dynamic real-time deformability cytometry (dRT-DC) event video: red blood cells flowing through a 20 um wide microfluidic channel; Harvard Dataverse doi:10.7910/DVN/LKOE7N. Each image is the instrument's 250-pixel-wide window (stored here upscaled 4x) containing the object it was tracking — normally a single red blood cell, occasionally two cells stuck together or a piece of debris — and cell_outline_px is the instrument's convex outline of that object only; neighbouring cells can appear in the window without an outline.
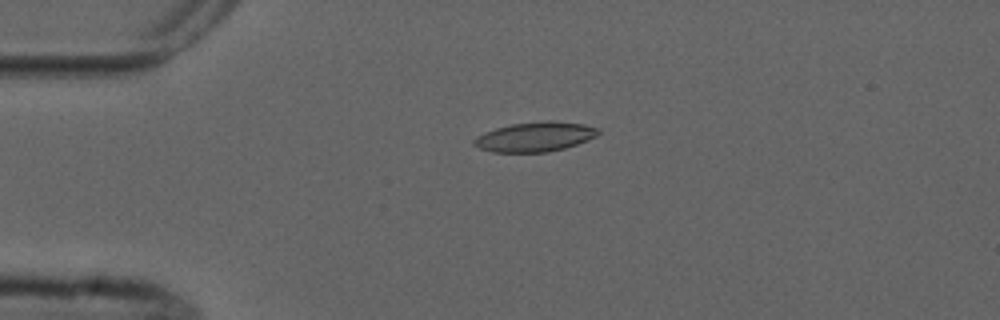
{"species": "common noctule bat (a hibernating species)", "species_latin": "Nyctalus noctula", "temperature_condition": "cold", "stored_images_in_passage": 5, "camera_frame_rate_fps": 3000, "um_per_image_px": 0.085, "animal": {"sex": "male", "forearm_length_mm": 52.5}, "frame": {"image": 1, "passage_image": 4, "time_ms": 3.667, "image_size_px": [1000, 320], "cell_outline_px": [[600, 132], [596, 136], [588, 140], [564, 148], [548, 152], [492, 152], [480, 148], [472, 144], [472, 140], [476, 136], [484, 132], [496, 128], [512, 124], [544, 120], [552, 120], [584, 124], [600, 128]], "centroid_in_image_um": [45.48, 11.62], "position_along_channel_um": 39.5, "area_um2": 21.62}}